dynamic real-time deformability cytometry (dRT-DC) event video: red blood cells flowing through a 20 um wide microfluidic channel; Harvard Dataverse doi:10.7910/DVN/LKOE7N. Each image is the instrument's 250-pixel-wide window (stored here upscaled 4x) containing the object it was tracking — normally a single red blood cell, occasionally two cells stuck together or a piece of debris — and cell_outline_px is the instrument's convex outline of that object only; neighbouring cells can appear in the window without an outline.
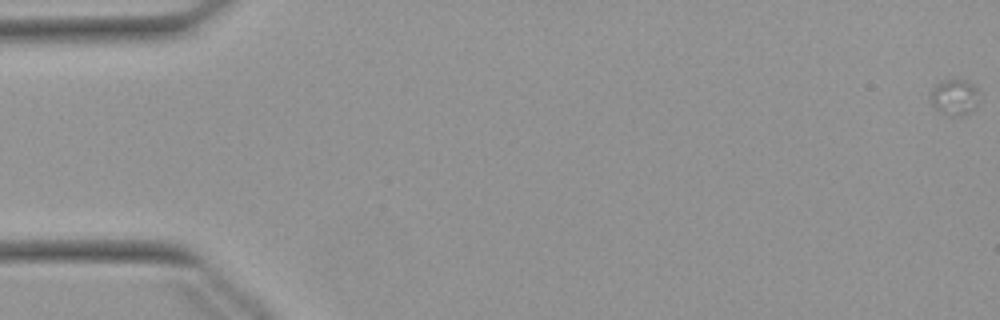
{"species": "Egyptian fruit bat (a non-hibernating species)", "species_latin": "Rousettus aegyptiacus", "temperature_condition": "warm", "stored_images_in_passage": 31, "camera_frame_rate_fps": 3000, "um_per_image_px": 0.085, "animal": {"sex": "female"}, "frame": {"image": 1, "passage_image": 1, "time_ms": 0.0, "image_size_px": [1000, 320], "cell_outline_px": [[980, 88], [976, 108], [964, 116], [948, 116], [940, 112], [932, 104], [928, 96], [932, 88], [940, 80], [968, 80]], "centroid_in_image_um": [81.15, 8.26], "position_along_channel_um": 3.9, "area_um2": 10.69}}